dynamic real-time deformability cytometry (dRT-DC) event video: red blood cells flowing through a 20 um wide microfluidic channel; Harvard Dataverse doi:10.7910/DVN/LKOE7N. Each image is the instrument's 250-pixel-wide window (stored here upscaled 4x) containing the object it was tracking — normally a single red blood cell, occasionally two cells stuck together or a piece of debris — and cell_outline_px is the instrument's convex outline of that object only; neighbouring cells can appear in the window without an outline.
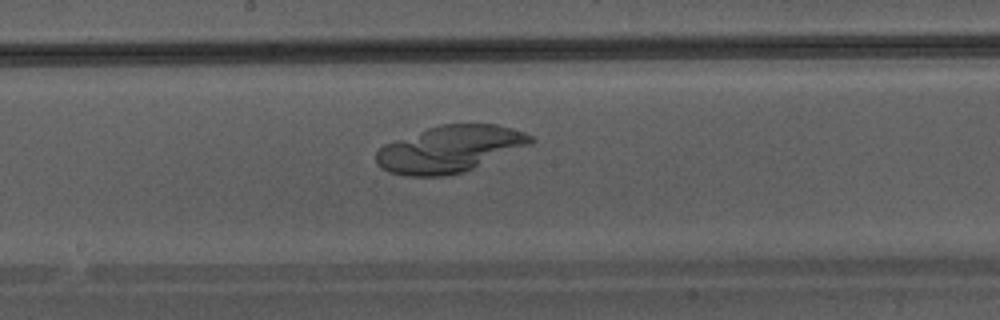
{"species": "Egyptian fruit bat (a non-hibernating species)", "species_latin": "Rousettus aegyptiacus", "temperature_condition": "warm", "stored_images_in_passage": 36, "camera_frame_rate_fps": 3000, "um_per_image_px": 0.085, "animal": {"sex": "male"}, "frame": {"image": 1, "passage_image": 16, "time_ms": 5.0, "image_size_px": [1000, 320], "cell_outline_px": [[536, 140], [532, 144], [464, 172], [444, 176], [408, 176], [388, 172], [376, 164], [376, 152], [384, 144], [428, 128], [440, 124], [496, 124], [524, 132], [532, 136]], "centroid_in_image_um": [38.24, 12.67], "position_along_channel_um": 210.0, "area_um2": 41.85}}